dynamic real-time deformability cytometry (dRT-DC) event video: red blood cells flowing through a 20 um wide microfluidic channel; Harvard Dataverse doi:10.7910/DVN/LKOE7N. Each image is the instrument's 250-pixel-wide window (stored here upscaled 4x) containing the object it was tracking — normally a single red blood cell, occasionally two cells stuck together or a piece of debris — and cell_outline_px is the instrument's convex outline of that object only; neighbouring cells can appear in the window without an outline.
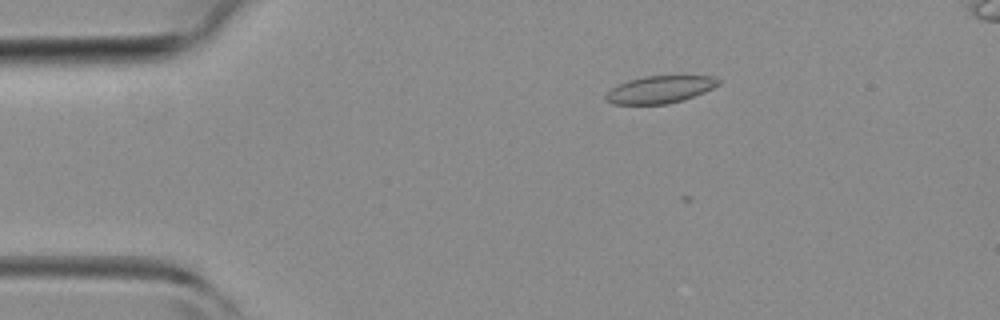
{"species": "common noctule bat (a hibernating species)", "species_latin": "Nyctalus noctula", "temperature_condition": "room temperature", "stored_images_in_passage": 30, "camera_frame_rate_fps": 3000, "um_per_image_px": 0.085, "animal": {"sex": "female", "body_mass_g": 19.3, "forearm_length_mm": 54.1}, "frame": {"image": 1, "passage_image": 2, "time_ms": 0.333, "image_size_px": [1000, 320], "cell_outline_px": [[720, 84], [704, 92], [680, 100], [664, 104], [612, 104], [604, 96], [612, 88], [628, 80], [644, 76], [712, 76], [720, 80]], "centroid_in_image_um": [56.09, 7.6], "position_along_channel_um": 28.9, "area_um2": 17.57}}
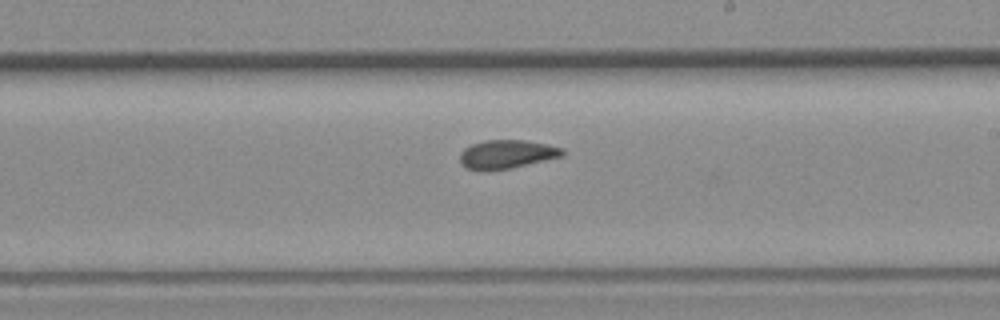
{"frame": {"image": 2, "passage_image": 20, "time_ms": 6.333, "image_size_px": [1000, 320], "cell_outline_px": [[564, 156], [508, 168], [480, 172], [468, 168], [460, 164], [460, 152], [464, 148], [472, 144], [484, 140], [524, 140], [564, 148]], "centroid_in_image_um": [43.03, 13.11], "position_along_channel_um": 246.0, "area_um2": 17.11}}
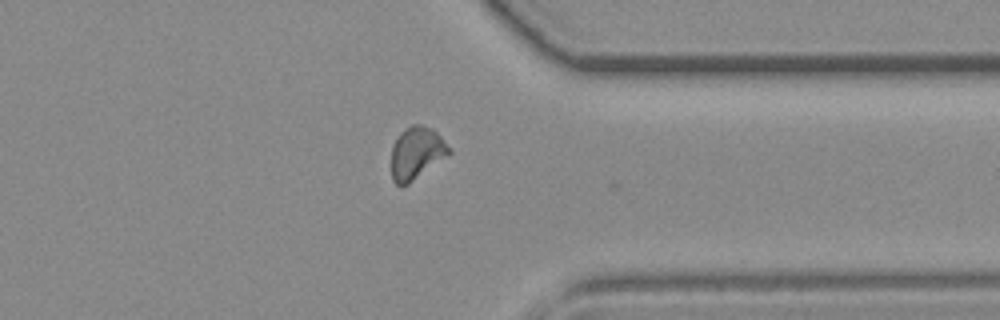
{"frame": {"image": 3, "passage_image": 29, "time_ms": 9.333, "image_size_px": [1000, 320], "cell_outline_px": [[452, 152], [408, 184], [400, 188], [392, 180], [392, 148], [396, 136], [404, 128], [412, 124], [420, 124], [432, 128], [452, 148]], "centroid_in_image_um": [35.39, 13.0], "position_along_channel_um": 376.0, "area_um2": 17.74}}